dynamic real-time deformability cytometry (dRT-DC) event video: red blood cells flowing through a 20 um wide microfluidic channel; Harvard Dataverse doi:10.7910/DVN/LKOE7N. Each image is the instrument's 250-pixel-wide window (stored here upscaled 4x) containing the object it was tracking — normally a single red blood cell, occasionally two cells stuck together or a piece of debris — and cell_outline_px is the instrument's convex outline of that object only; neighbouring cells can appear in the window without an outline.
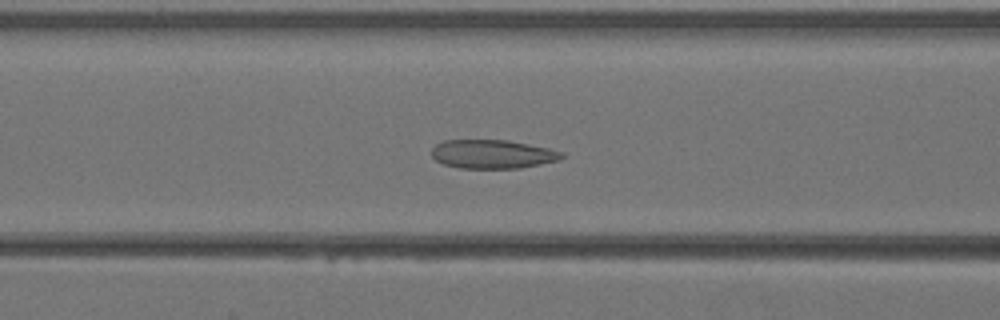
{"species": "Egyptian fruit bat (a non-hibernating species)", "species_latin": "Rousettus aegyptiacus", "temperature_condition": "warm", "stored_images_in_passage": 35, "camera_frame_rate_fps": 3000, "um_per_image_px": 0.085, "animal": {"sex": "female"}, "frame": {"image": 1, "passage_image": 15, "time_ms": 4.667, "image_size_px": [1000, 320], "cell_outline_px": [[564, 156], [560, 160], [520, 168], [460, 168], [444, 164], [436, 160], [432, 156], [432, 148], [436, 144], [444, 140], [508, 140], [548, 148], [564, 152]], "centroid_in_image_um": [41.87, 13.1], "position_along_channel_um": 124.7, "area_um2": 21.79}}
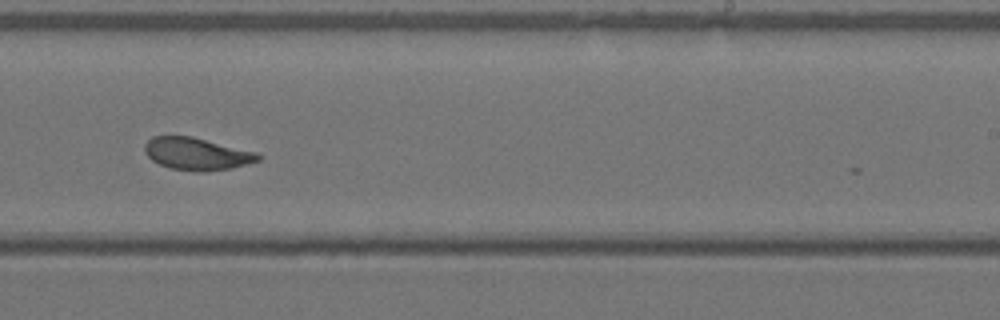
{"frame": {"image": 2, "passage_image": 24, "time_ms": 7.667, "image_size_px": [1000, 320], "cell_outline_px": [[260, 160], [232, 168], [204, 172], [196, 172], [168, 168], [152, 160], [144, 152], [144, 144], [152, 136], [192, 136], [256, 152], [260, 156]], "centroid_in_image_um": [16.69, 13.08], "position_along_channel_um": 272.3, "area_um2": 21.44}}
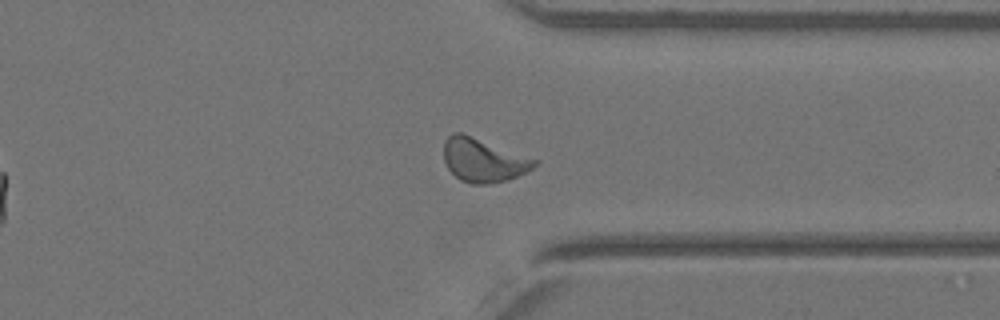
{"frame": {"image": 3, "passage_image": 30, "time_ms": 9.667, "image_size_px": [1000, 320], "cell_outline_px": [[540, 160], [532, 168], [508, 180], [488, 184], [472, 184], [460, 180], [448, 168], [444, 160], [444, 140], [452, 132], [460, 132]], "centroid_in_image_um": [41.07, 13.61], "position_along_channel_um": 370.3, "area_um2": 22.95}}